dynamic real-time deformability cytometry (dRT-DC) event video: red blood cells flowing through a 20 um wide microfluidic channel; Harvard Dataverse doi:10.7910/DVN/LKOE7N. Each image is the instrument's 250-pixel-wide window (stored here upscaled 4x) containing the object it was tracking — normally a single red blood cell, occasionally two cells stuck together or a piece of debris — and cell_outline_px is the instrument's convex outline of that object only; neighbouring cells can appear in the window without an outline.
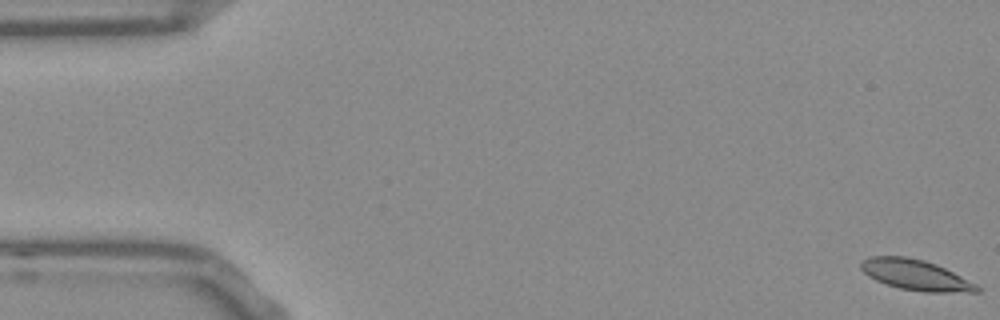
{"species": "Egyptian fruit bat (a non-hibernating species)", "species_latin": "Rousettus aegyptiacus", "temperature_condition": "room temperature", "stored_images_in_passage": 16, "camera_frame_rate_fps": 3000, "um_per_image_px": 0.085, "frame": {"image": 1, "passage_image": 1, "time_ms": 0.0, "image_size_px": [1000, 320], "cell_outline_px": [[984, 288], [980, 292], [924, 292], [900, 288], [876, 280], [868, 276], [860, 268], [860, 260], [872, 256], [904, 256], [924, 260], [936, 264]], "centroid_in_image_um": [77.83, 23.37], "position_along_channel_um": 7.2, "area_um2": 20.58}}